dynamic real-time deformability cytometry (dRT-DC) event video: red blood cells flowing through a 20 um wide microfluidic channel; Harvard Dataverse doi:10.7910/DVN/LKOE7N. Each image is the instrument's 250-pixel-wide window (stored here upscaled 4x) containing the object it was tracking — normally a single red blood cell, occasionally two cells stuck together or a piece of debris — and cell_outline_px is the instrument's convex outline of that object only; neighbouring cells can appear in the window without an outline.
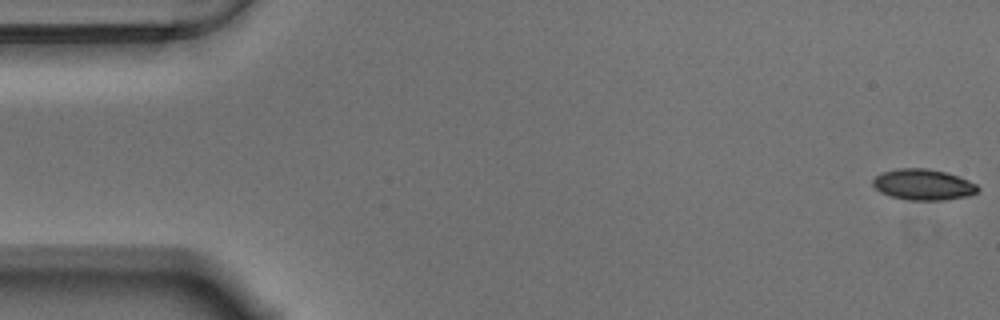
{"species": "Egyptian fruit bat (a non-hibernating species)", "species_latin": "Rousettus aegyptiacus", "temperature_condition": "warm", "stored_images_in_passage": 57, "camera_frame_rate_fps": 3000, "um_per_image_px": 0.085, "animal": {"sex": "male"}, "frame": {"image": 1, "passage_image": 1, "time_ms": 0.0, "image_size_px": [1000, 320], "cell_outline_px": [[980, 188], [976, 192], [968, 196], [944, 200], [908, 200], [892, 196], [880, 192], [872, 184], [872, 180], [880, 172], [896, 168], [928, 168], [944, 172], [968, 180], [976, 184]], "centroid_in_image_um": [78.44, 15.68], "position_along_channel_um": 6.6, "area_um2": 18.9}}
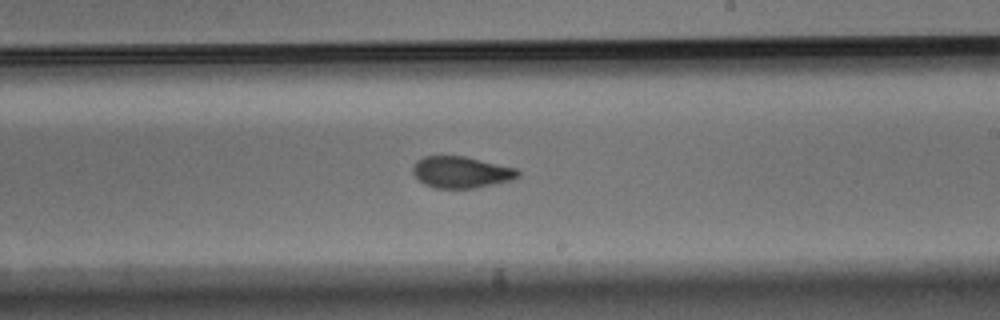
{"frame": {"image": 2, "passage_image": 33, "time_ms": 10.667, "image_size_px": [1000, 320], "cell_outline_px": [[520, 176], [512, 180], [472, 188], [436, 188], [424, 184], [412, 172], [412, 168], [416, 160], [424, 156], [464, 156], [516, 168], [520, 172]], "centroid_in_image_um": [39.19, 14.63], "position_along_channel_um": 249.8, "area_um2": 19.19}}
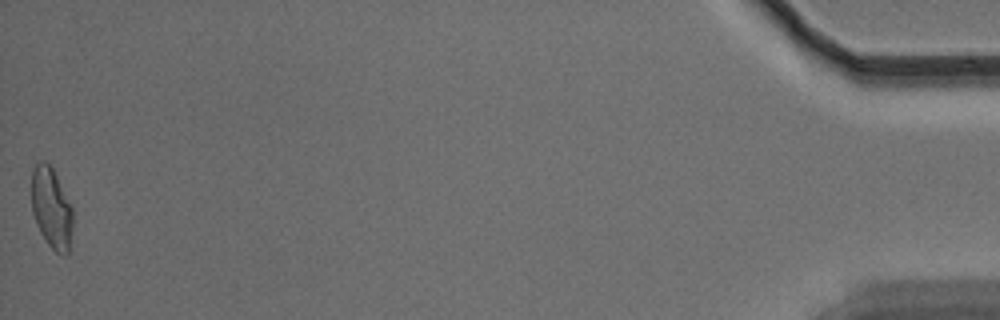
{"frame": {"image": 3, "passage_image": 57, "time_ms": 18.667, "image_size_px": [1000, 320], "cell_outline_px": [[72, 228], [68, 252], [64, 256], [56, 252], [48, 244], [40, 232], [36, 224], [32, 212], [32, 168], [40, 160], [44, 160], [52, 168], [72, 208]], "centroid_in_image_um": [4.35, 17.7], "position_along_channel_um": 430.8, "area_um2": 19.19}, "authors_computed_cell_mechanics": {"area_um2": 19.5364, "velocity_mm_per_s": 3.5327, "shape_relaxation_time_tau1_ms": 8.7465, "shape_relaxation_time_tau2_ms": 2.1328, "deformation_change_tau1": 0.1879, "deformation_change_tau2": 0.0782}}